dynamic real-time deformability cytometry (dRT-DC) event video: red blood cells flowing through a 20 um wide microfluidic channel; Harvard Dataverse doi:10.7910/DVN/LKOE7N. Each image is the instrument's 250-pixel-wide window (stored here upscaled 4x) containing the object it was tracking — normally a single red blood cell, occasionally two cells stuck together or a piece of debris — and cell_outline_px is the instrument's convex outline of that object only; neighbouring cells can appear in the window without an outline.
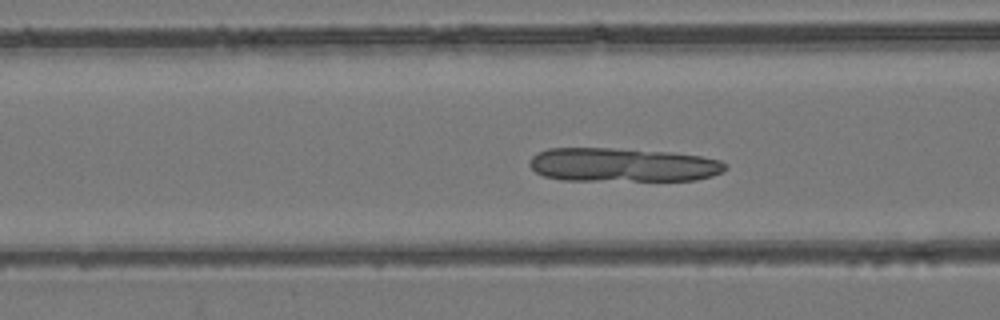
{"species": "common noctule bat (a hibernating species)", "species_latin": "Nyctalus noctula", "temperature_condition": "room temperature", "stored_images_in_passage": 51, "camera_frame_rate_fps": 3000, "um_per_image_px": 0.085, "animal": {"sex": "female", "body_mass_g": 24.6, "forearm_length_mm": 56.2}, "frame": {"image": 1, "passage_image": 19, "time_ms": 6.0, "image_size_px": [1000, 320], "cell_outline_px": [[728, 168], [724, 172], [712, 176], [696, 180], [560, 180], [544, 176], [536, 172], [528, 164], [532, 156], [536, 152], [548, 148], [612, 148], [672, 152], [700, 156], [720, 160], [728, 164]], "centroid_in_image_um": [52.94, 14.01], "position_along_channel_um": 113.7, "area_um2": 38.9}}
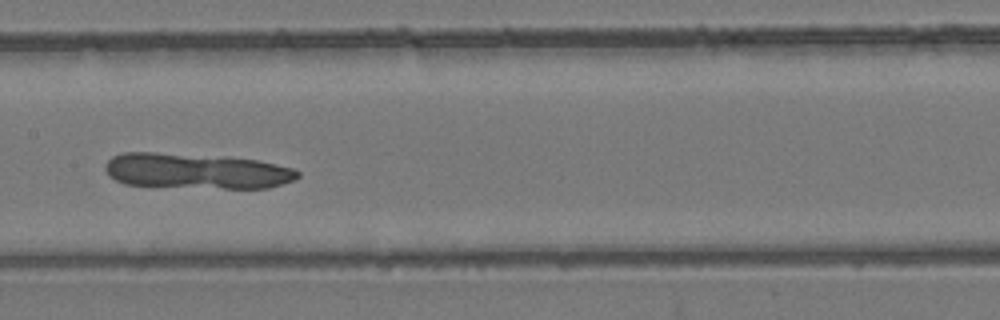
{"frame": {"image": 2, "passage_image": 25, "time_ms": 8.0, "image_size_px": [1000, 320], "cell_outline_px": [[300, 176], [296, 180], [268, 188], [224, 188], [124, 184], [108, 176], [104, 168], [104, 164], [112, 156], [120, 152], [152, 152], [224, 156], [256, 160], [292, 168], [300, 172]], "centroid_in_image_um": [16.67, 14.52], "position_along_channel_um": 190.7, "area_um2": 39.88}}
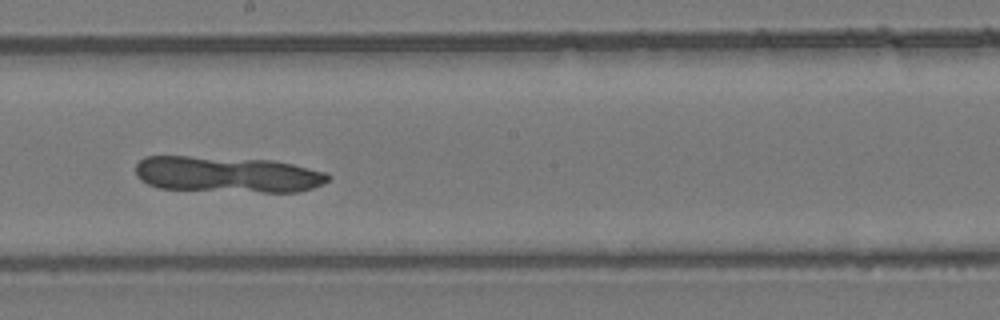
{"frame": {"image": 3, "passage_image": 28, "time_ms": 9.0, "image_size_px": [1000, 320], "cell_outline_px": [[332, 176], [328, 180], [312, 188], [296, 192], [264, 192], [160, 188], [148, 184], [140, 180], [136, 176], [136, 164], [144, 156], [188, 156], [272, 160], [292, 164], [328, 172]], "centroid_in_image_um": [19.32, 14.82], "position_along_channel_um": 228.9, "area_um2": 40.46}}